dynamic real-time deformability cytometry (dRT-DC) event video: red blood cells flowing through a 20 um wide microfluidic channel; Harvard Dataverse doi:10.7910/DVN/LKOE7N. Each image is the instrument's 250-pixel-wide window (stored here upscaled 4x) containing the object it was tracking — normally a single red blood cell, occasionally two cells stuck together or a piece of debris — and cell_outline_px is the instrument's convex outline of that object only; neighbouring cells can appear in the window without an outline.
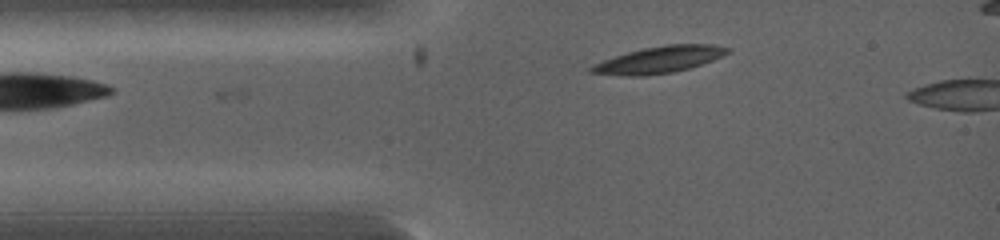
{"species": "common noctule bat (a hibernating species)", "species_latin": "Nyctalus noctula", "temperature_condition": "warm", "stored_images_in_passage": 5, "camera_frame_rate_fps": 5000, "um_per_image_px": 0.085, "animal": {"sex": "female", "body_mass_g": 19.0, "forearm_length_mm": 53.3}, "frame": {"image": 1, "passage_image": 5, "time_ms": 0.8, "image_size_px": [1000, 240], "cell_outline_px": [[732, 52], [724, 56], [688, 68], [672, 72], [644, 76], [620, 76], [588, 72], [588, 68], [592, 64], [628, 52], [644, 48], [668, 44], [712, 44], [732, 48]], "centroid_in_image_um": [56.05, 5.07], "position_along_channel_um": 29.0, "area_um2": 21.21}}